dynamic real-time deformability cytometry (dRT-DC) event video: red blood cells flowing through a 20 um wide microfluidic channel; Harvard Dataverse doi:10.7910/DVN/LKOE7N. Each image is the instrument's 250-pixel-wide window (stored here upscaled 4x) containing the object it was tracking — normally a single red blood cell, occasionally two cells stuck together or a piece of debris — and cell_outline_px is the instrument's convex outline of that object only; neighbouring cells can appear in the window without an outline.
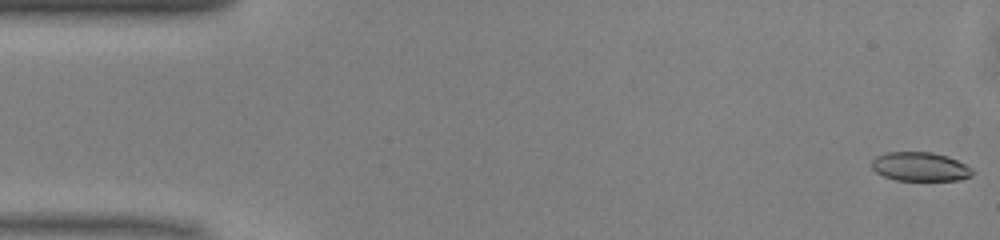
{"species": "common noctule bat (a hibernating species)", "species_latin": "Nyctalus noctula", "temperature_condition": "warm", "stored_images_in_passage": 46, "camera_frame_rate_fps": 3000, "um_per_image_px": 0.085, "animal": {"sex": "male", "body_mass_g": 13.0, "forearm_length_mm": 53.1}, "frame": {"image": 1, "passage_image": 1, "time_ms": 0.0, "image_size_px": [1000, 240], "cell_outline_px": [[976, 172], [972, 176], [960, 180], [896, 180], [884, 176], [876, 172], [872, 168], [872, 160], [876, 156], [884, 152], [932, 152], [948, 156], [972, 168]], "centroid_in_image_um": [78.23, 14.16], "position_along_channel_um": 6.8, "area_um2": 17.11}}
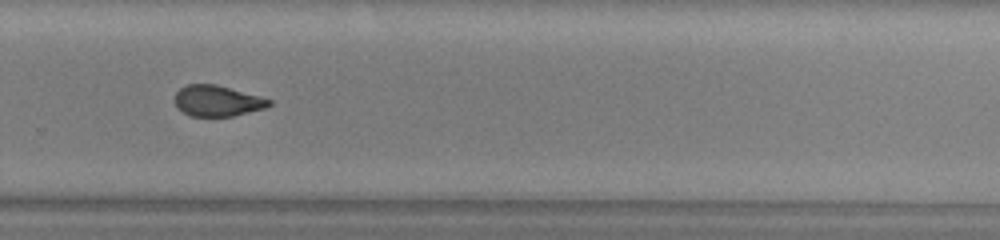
{"frame": {"image": 2, "passage_image": 33, "time_ms": 10.667, "image_size_px": [1000, 240], "cell_outline_px": [[272, 104], [264, 108], [232, 116], [192, 116], [184, 112], [176, 104], [176, 92], [180, 88], [188, 84], [216, 84], [260, 96], [272, 100]], "centroid_in_image_um": [18.5, 8.56], "position_along_channel_um": 311.3, "area_um2": 16.7}}
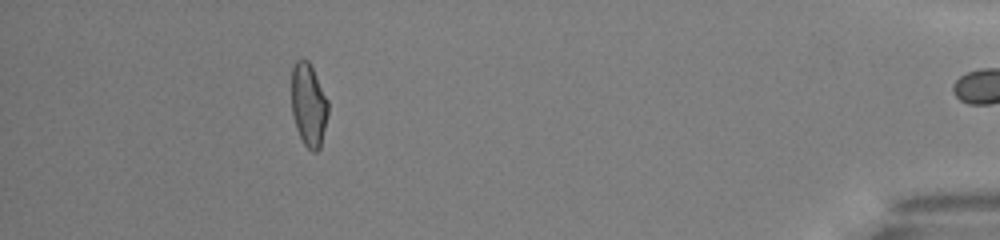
{"frame": {"image": 3, "passage_image": 45, "time_ms": 14.667, "image_size_px": [1000, 240], "cell_outline_px": [[328, 116], [320, 148], [316, 152], [312, 152], [304, 144], [296, 128], [292, 116], [292, 68], [296, 60], [308, 60], [328, 100]], "centroid_in_image_um": [26.23, 8.94], "position_along_channel_um": 409.0, "area_um2": 17.69}, "authors_computed_cell_mechanics": {"area_um2": 18.2359, "velocity_mm_per_s": 4.0855, "shape_relaxation_time_tau1_ms": 6.5125, "shape_relaxation_time_tau2_ms": 1.6694, "deformation_change_tau1": 0.1645, "deformation_change_tau2": 0.0719}}